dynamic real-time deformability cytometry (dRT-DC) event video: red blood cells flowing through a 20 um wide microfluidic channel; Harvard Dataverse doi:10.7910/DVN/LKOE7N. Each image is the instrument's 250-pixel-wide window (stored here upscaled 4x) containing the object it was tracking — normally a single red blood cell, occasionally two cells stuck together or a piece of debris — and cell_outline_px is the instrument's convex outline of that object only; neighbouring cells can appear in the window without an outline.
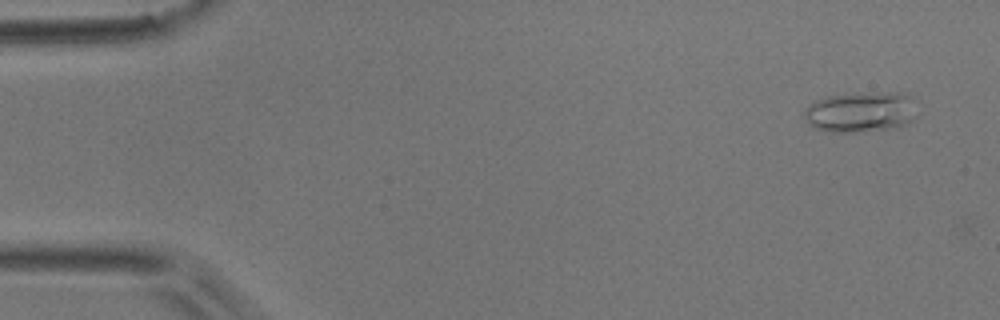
{"species": "common noctule bat (a hibernating species)", "species_latin": "Nyctalus noctula", "temperature_condition": "room temperature", "stored_images_in_passage": 51, "camera_frame_rate_fps": 3000, "um_per_image_px": 0.085, "animal": {"sex": "male", "body_mass_g": 17.9}, "frame": {"image": 1, "passage_image": 3, "time_ms": 0.667, "image_size_px": [1000, 320], "cell_outline_px": [[916, 116], [908, 124], [888, 128], [856, 132], [832, 132], [812, 128], [808, 124], [804, 116], [804, 108], [808, 104], [816, 100], [828, 96], [872, 92], [900, 92], [916, 96]], "centroid_in_image_um": [73.2, 9.5], "position_along_channel_um": 11.8, "area_um2": 27.17}}
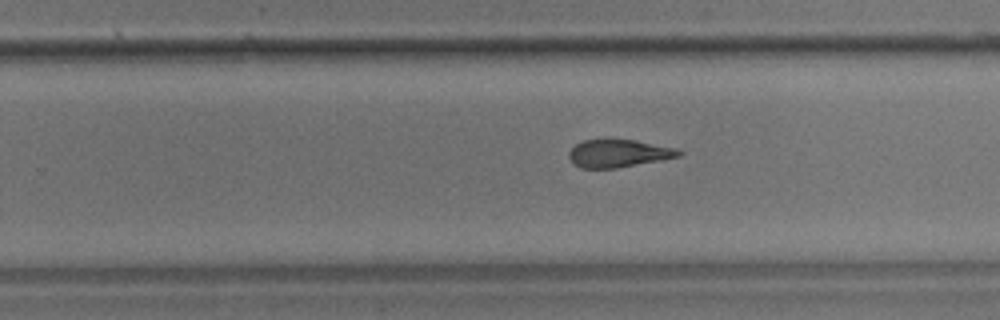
{"frame": {"image": 2, "passage_image": 32, "time_ms": 10.333, "image_size_px": [1000, 320], "cell_outline_px": [[684, 152], [680, 156], [660, 160], [616, 168], [580, 168], [572, 164], [568, 156], [568, 152], [576, 144], [584, 140], [608, 136], [636, 140], [680, 148]], "centroid_in_image_um": [52.57, 12.99], "position_along_channel_um": 277.2, "area_um2": 18.61}}
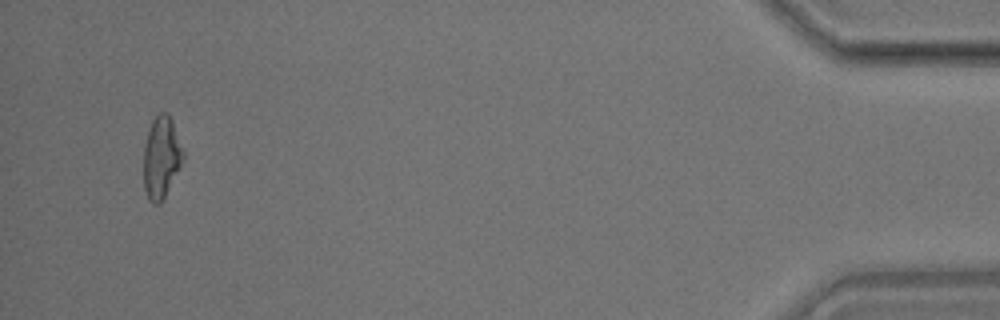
{"frame": {"image": 3, "passage_image": 49, "time_ms": 16.0, "image_size_px": [1000, 320], "cell_outline_px": [[184, 160], [160, 204], [152, 204], [148, 200], [144, 188], [144, 144], [152, 120], [160, 112], [168, 112], [172, 120], [184, 152]], "centroid_in_image_um": [13.71, 13.38], "position_along_channel_um": 421.5, "area_um2": 18.84}, "authors_computed_cell_mechanics": {"area_um2": 19.0162, "velocity_mm_per_s": 3.9217, "shape_relaxation_time_tau1_ms": 6.8142, "shape_relaxation_time_tau2_ms": 3.0953, "deformation_change_tau1": 0.1772, "deformation_change_tau2": 0.1384}}